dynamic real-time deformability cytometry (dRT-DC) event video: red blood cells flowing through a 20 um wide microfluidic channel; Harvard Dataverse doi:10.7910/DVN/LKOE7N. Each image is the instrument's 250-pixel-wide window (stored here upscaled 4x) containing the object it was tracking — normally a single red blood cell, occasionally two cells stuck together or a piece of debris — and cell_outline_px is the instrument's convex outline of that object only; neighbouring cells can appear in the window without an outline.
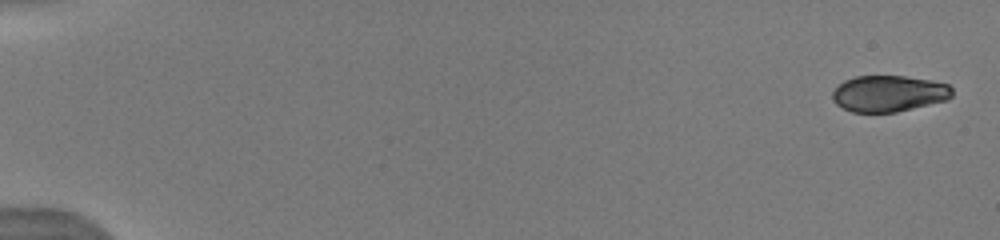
{"species": "human", "species_latin": "Homo sapiens", "temperature_condition": "warm", "stored_images_in_passage": 33, "camera_frame_rate_fps": 3000, "um_per_image_px": 0.085, "donor": {"sex": "male"}, "frame": {"image": 1, "passage_image": 1, "time_ms": 0.0, "image_size_px": [1000, 240], "cell_outline_px": [[952, 96], [948, 100], [896, 112], [852, 112], [836, 104], [832, 100], [832, 92], [844, 80], [856, 76], [904, 76], [932, 80], [948, 84], [952, 88]], "centroid_in_image_um": [75.56, 7.95], "position_along_channel_um": 9.4, "area_um2": 25.37}}
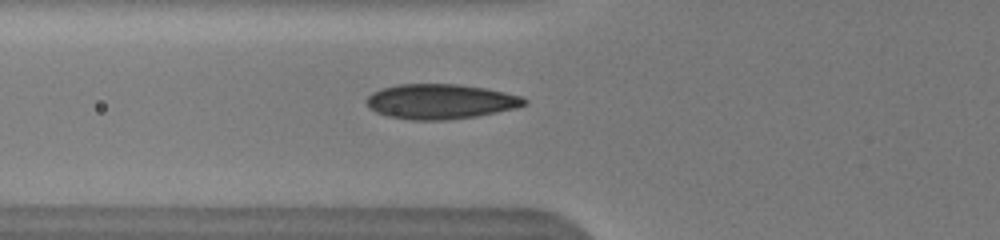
{"frame": {"image": 2, "passage_image": 10, "time_ms": 6.333, "image_size_px": [1000, 240], "cell_outline_px": [[528, 104], [516, 108], [476, 116], [444, 120], [412, 120], [388, 116], [376, 112], [368, 108], [364, 100], [372, 92], [380, 88], [396, 84], [456, 84], [484, 88], [524, 96], [528, 100]], "centroid_in_image_um": [37.42, 8.62], "position_along_channel_um": 88.4, "area_um2": 32.37}}
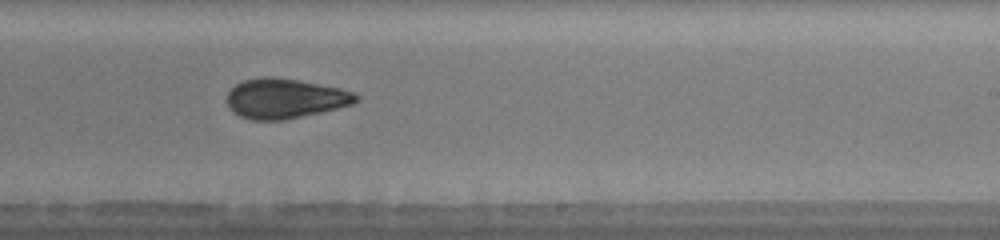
{"frame": {"image": 3, "passage_image": 16, "time_ms": 10.667, "image_size_px": [1000, 240], "cell_outline_px": [[360, 100], [352, 104], [336, 108], [284, 120], [252, 120], [240, 116], [232, 112], [228, 108], [228, 92], [236, 84], [244, 80], [268, 76], [272, 76], [296, 80], [340, 88], [356, 92], [360, 96]], "centroid_in_image_um": [24.23, 8.37], "position_along_channel_um": 264.8, "area_um2": 29.82}, "authors_computed_cell_mechanics": {"area_um2": 28.2642, "velocity_mm_per_s": 4.0667, "shape_relaxation_time_tau1_ms": 4.8568, "shape_relaxation_time_tau2_ms": 3.032, "deformation_change_tau1": 0.1421, "deformation_change_tau2": 0.0515}}